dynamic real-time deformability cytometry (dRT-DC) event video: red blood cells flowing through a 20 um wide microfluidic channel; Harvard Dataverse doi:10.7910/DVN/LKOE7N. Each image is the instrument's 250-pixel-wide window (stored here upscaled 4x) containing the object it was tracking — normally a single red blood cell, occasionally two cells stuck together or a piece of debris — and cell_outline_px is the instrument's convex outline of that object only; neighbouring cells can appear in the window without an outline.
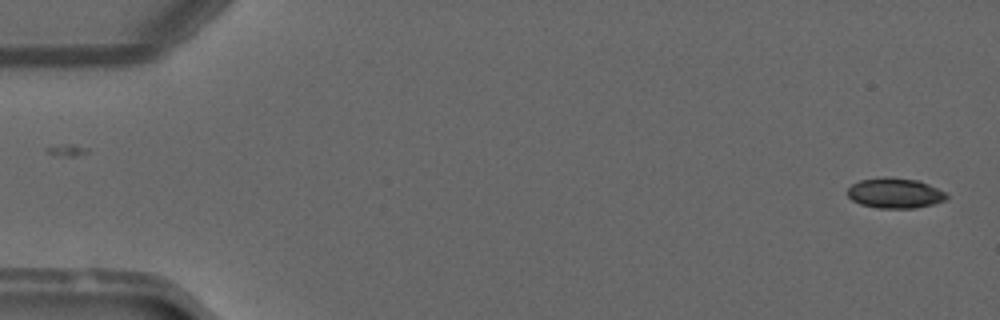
{"species": "common noctule bat (a hibernating species)", "species_latin": "Nyctalus noctula", "temperature_condition": "warm", "stored_images_in_passage": 11, "camera_frame_rate_fps": 3000, "um_per_image_px": 0.085, "animal": {"sex": "male", "forearm_length_mm": 52.5}, "frame": {"image": 1, "passage_image": 1, "time_ms": 0.0, "image_size_px": [1000, 320], "cell_outline_px": [[948, 200], [916, 208], [876, 208], [860, 204], [852, 200], [848, 196], [848, 188], [852, 184], [860, 180], [884, 176], [920, 180], [948, 192]], "centroid_in_image_um": [76.12, 16.41], "position_along_channel_um": 8.9, "area_um2": 17.8}}